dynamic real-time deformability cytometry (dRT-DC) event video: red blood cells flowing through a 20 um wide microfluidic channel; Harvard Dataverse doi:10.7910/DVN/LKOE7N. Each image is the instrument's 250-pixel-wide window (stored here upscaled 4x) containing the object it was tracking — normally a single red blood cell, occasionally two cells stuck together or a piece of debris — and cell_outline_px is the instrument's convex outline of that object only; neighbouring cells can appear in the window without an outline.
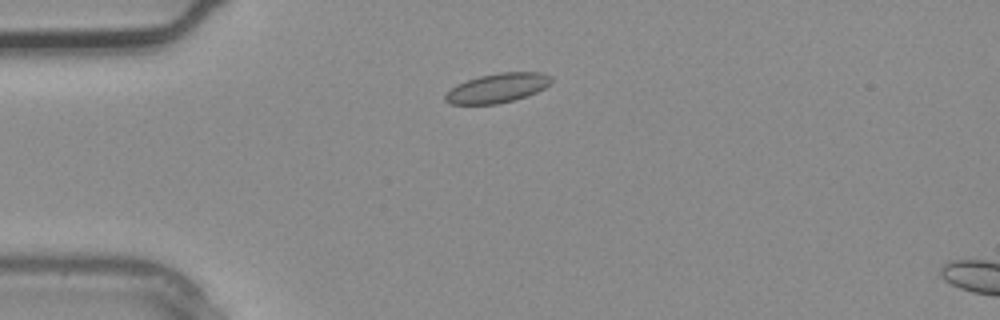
{"species": "common noctule bat (a hibernating species)", "species_latin": "Nyctalus noctula", "temperature_condition": "warm", "stored_images_in_passage": 3, "camera_frame_rate_fps": 3000, "um_per_image_px": 0.085, "animal": {"sex": "male", "body_mass_g": 20.4}, "frame": {"image": 1, "passage_image": 2, "time_ms": 0.333, "image_size_px": [1000, 320], "cell_outline_px": [[552, 80], [544, 88], [528, 96], [516, 100], [496, 104], [452, 104], [444, 100], [444, 96], [452, 88], [468, 80], [480, 76], [500, 72], [544, 72], [552, 76]], "centroid_in_image_um": [42.33, 7.48], "position_along_channel_um": 42.7, "area_um2": 18.03}}